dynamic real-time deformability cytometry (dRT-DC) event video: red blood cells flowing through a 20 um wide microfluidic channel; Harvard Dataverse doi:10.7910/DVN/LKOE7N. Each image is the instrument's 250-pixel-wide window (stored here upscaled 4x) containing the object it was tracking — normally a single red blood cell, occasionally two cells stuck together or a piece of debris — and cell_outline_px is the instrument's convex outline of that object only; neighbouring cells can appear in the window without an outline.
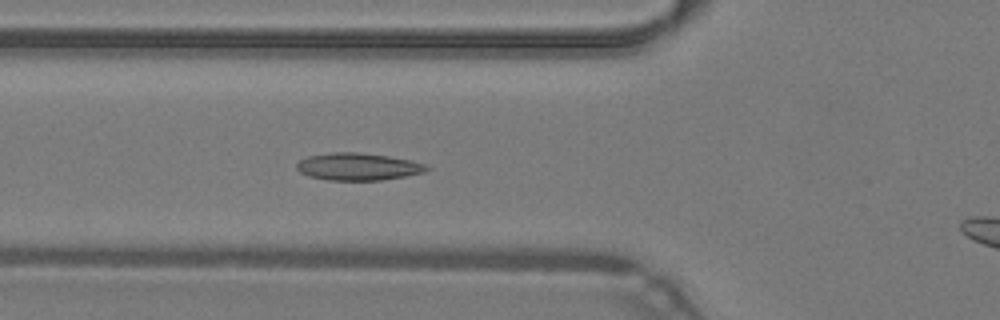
{"species": "common noctule bat (a hibernating species)", "species_latin": "Nyctalus noctula", "temperature_condition": "warm", "stored_images_in_passage": 30, "camera_frame_rate_fps": 3000, "um_per_image_px": 0.085, "animal": {"sex": "male", "body_mass_g": 19.2, "forearm_length_mm": 51.8}, "frame": {"image": 1, "passage_image": 5, "time_ms": 1.333, "image_size_px": [1000, 320], "cell_outline_px": [[432, 168], [424, 172], [404, 176], [380, 180], [328, 180], [308, 176], [300, 172], [296, 168], [296, 164], [300, 160], [308, 156], [332, 152], [356, 152], [388, 156], [412, 160], [424, 164]], "centroid_in_image_um": [30.42, 14.16], "position_along_channel_um": 95.4, "area_um2": 20.63}}
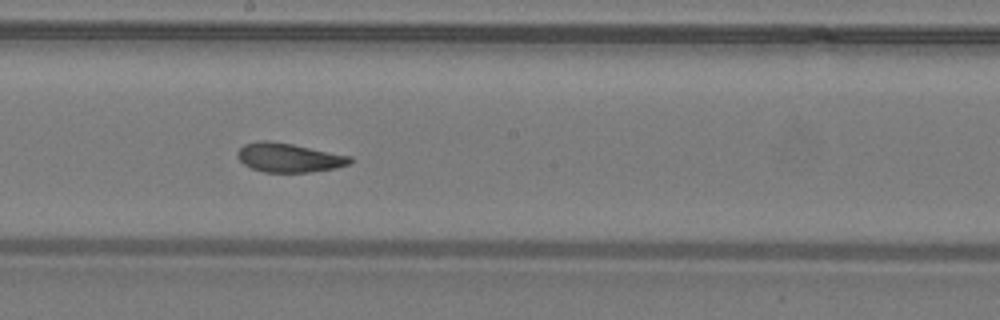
{"frame": {"image": 2, "passage_image": 14, "time_ms": 4.333, "image_size_px": [1000, 320], "cell_outline_px": [[352, 160], [348, 164], [336, 168], [308, 172], [264, 172], [252, 168], [244, 164], [236, 156], [236, 152], [244, 144], [260, 140], [268, 140], [292, 144], [352, 156]], "centroid_in_image_um": [24.53, 13.39], "position_along_channel_um": 223.7, "area_um2": 19.02}}
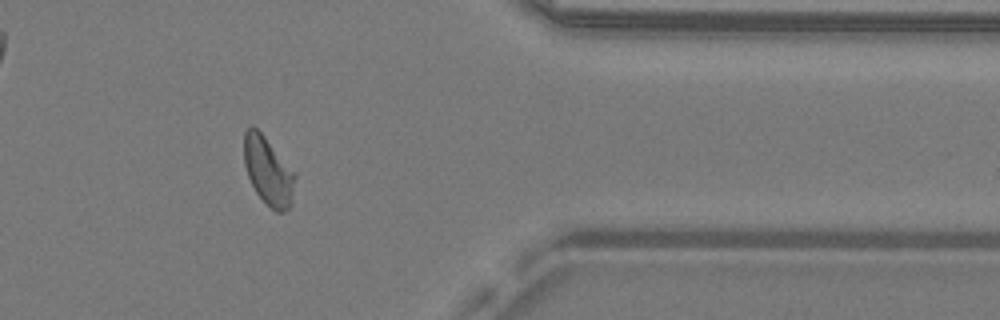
{"frame": {"image": 3, "passage_image": 27, "time_ms": 8.667, "image_size_px": [1000, 320], "cell_outline_px": [[296, 176], [292, 204], [284, 212], [276, 212], [256, 192], [248, 176], [244, 164], [244, 132], [252, 124], [264, 136]], "centroid_in_image_um": [22.78, 14.55], "position_along_channel_um": 388.6, "area_um2": 19.77}}